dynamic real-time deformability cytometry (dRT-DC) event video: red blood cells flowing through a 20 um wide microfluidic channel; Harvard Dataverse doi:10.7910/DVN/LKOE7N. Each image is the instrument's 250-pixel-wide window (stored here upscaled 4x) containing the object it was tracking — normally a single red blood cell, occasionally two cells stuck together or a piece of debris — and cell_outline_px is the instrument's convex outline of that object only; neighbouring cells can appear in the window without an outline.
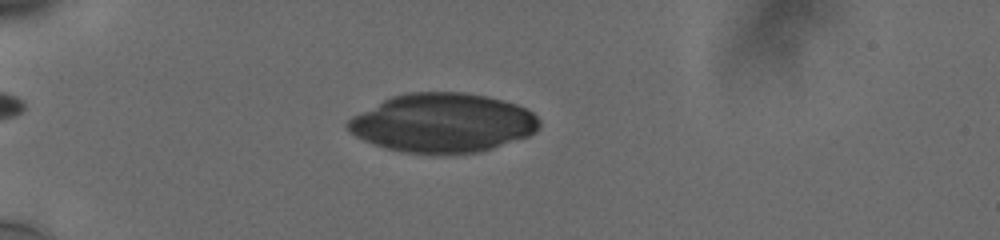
{"species": "human", "species_latin": "Homo sapiens", "temperature_condition": "cold", "stored_images_in_passage": 83, "camera_frame_rate_fps": 3000, "um_per_image_px": 0.085, "donor": {"sex": "male"}, "frame": {"image": 1, "passage_image": 27, "time_ms": 5.667, "image_size_px": [1000, 240], "cell_outline_px": [[540, 128], [536, 132], [528, 136], [492, 148], [476, 152], [404, 152], [384, 148], [372, 144], [356, 136], [344, 124], [352, 116], [392, 96], [408, 92], [464, 92], [488, 96], [504, 100], [516, 104], [532, 112], [540, 120]], "centroid_in_image_um": [37.64, 10.42], "position_along_channel_um": 47.4, "area_um2": 65.31}}